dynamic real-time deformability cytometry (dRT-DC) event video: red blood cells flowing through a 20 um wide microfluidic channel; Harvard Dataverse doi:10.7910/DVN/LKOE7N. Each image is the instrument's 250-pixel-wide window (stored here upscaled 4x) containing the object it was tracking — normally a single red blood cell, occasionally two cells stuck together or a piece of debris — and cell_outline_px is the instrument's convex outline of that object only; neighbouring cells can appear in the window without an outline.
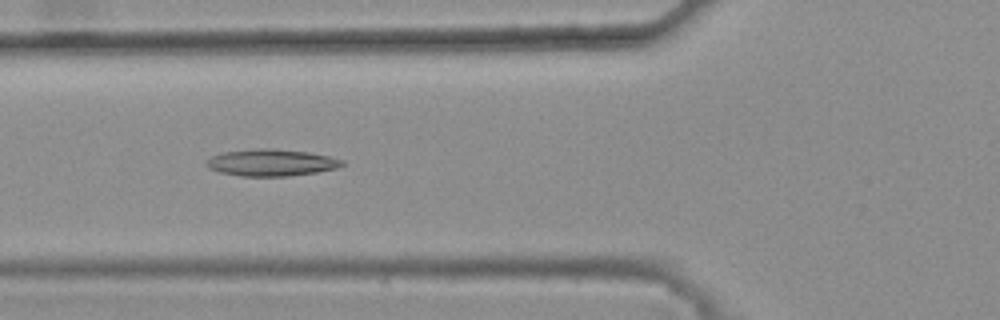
{"species": "common noctule bat (a hibernating species)", "species_latin": "Nyctalus noctula", "temperature_condition": "warm", "stored_images_in_passage": 46, "camera_frame_rate_fps": 3000, "um_per_image_px": 0.085, "animal": {"sex": "female", "body_mass_g": 25.1}, "frame": {"image": 1, "passage_image": 20, "time_ms": 6.333, "image_size_px": [1000, 320], "cell_outline_px": [[344, 164], [340, 168], [316, 172], [288, 176], [240, 176], [220, 172], [208, 168], [204, 164], [212, 156], [220, 152], [256, 148], [272, 148], [308, 152], [328, 156], [344, 160]], "centroid_in_image_um": [23.05, 13.81], "position_along_channel_um": 102.7, "area_um2": 21.39}}
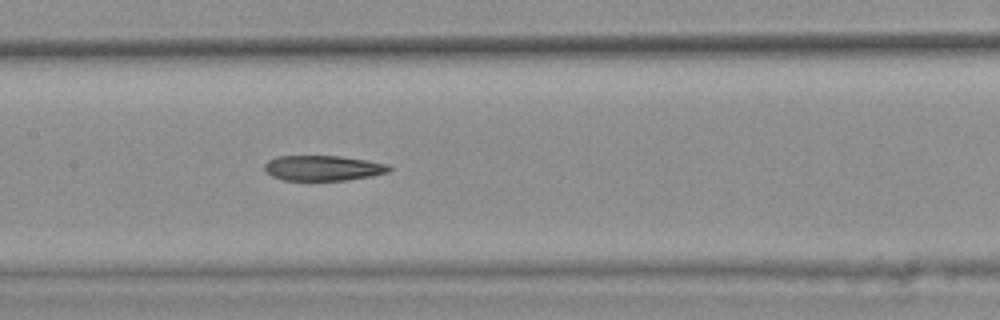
{"frame": {"image": 2, "passage_image": 26, "time_ms": 8.333, "image_size_px": [1000, 320], "cell_outline_px": [[392, 168], [388, 172], [372, 176], [348, 180], [284, 180], [272, 176], [264, 168], [264, 164], [268, 160], [276, 156], [340, 156], [388, 164]], "centroid_in_image_um": [27.45, 14.28], "position_along_channel_um": 179.9, "area_um2": 18.26}}
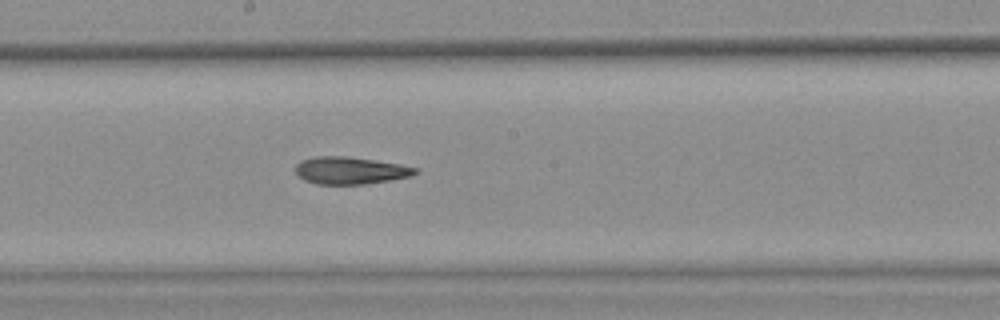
{"frame": {"image": 3, "passage_image": 29, "time_ms": 9.333, "image_size_px": [1000, 320], "cell_outline_px": [[420, 172], [412, 176], [364, 184], [316, 184], [304, 180], [296, 172], [296, 164], [300, 160], [312, 156], [344, 156], [400, 164], [420, 168]], "centroid_in_image_um": [29.79, 14.48], "position_along_channel_um": 218.4, "area_um2": 19.07}, "authors_computed_cell_mechanics": {"area_um2": 19.9699, "velocity_mm_per_s": 3.8576, "shape_relaxation_time_tau1_ms": null, "shape_relaxation_time_tau2_ms": 6.8374, "deformation_change_tau1": null, "deformation_change_tau2": 0.1851}}